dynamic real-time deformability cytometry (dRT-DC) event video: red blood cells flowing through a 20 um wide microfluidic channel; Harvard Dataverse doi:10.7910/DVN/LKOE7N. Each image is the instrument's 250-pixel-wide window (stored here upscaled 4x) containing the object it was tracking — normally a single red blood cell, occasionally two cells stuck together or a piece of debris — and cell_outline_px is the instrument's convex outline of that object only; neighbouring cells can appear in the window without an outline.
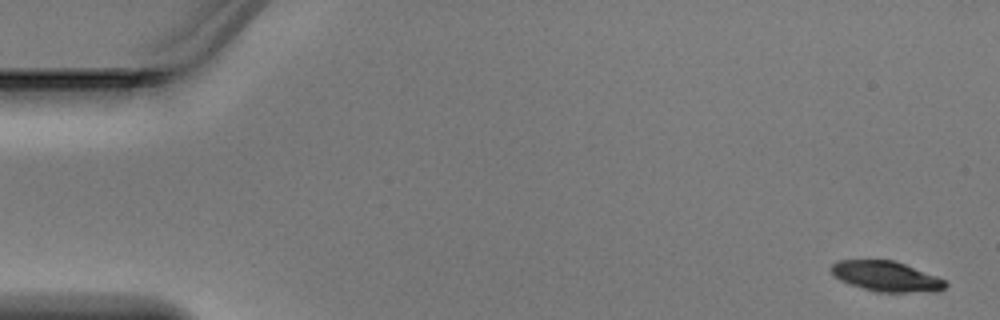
{"species": "Egyptian fruit bat (a non-hibernating species)", "species_latin": "Rousettus aegyptiacus", "temperature_condition": "warm", "stored_images_in_passage": 4, "camera_frame_rate_fps": 3000, "um_per_image_px": 0.085, "animal": {"sex": "male"}, "frame": {"image": 1, "passage_image": 1, "time_ms": 0.0, "image_size_px": [1000, 320], "cell_outline_px": [[948, 284], [944, 288], [936, 292], [880, 292], [848, 284], [840, 280], [828, 268], [836, 260], [892, 260], [904, 264], [936, 276], [944, 280]], "centroid_in_image_um": [75.31, 23.49], "position_along_channel_um": 9.7, "area_um2": 20.0}}
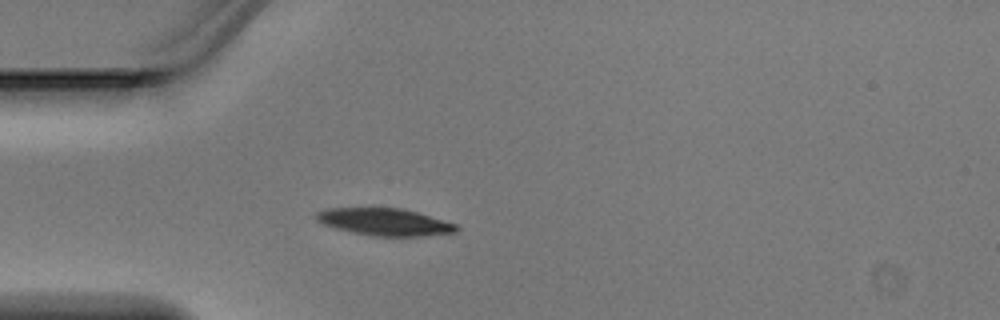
{"frame": {"image": 2, "passage_image": 4, "time_ms": 1.0, "image_size_px": [1000, 320], "cell_outline_px": [[460, 228], [456, 232], [416, 236], [372, 236], [352, 232], [336, 228], [324, 224], [316, 220], [316, 212], [328, 208], [404, 208], [456, 224]], "centroid_in_image_um": [32.69, 18.86], "position_along_channel_um": 52.3, "area_um2": 22.02}}